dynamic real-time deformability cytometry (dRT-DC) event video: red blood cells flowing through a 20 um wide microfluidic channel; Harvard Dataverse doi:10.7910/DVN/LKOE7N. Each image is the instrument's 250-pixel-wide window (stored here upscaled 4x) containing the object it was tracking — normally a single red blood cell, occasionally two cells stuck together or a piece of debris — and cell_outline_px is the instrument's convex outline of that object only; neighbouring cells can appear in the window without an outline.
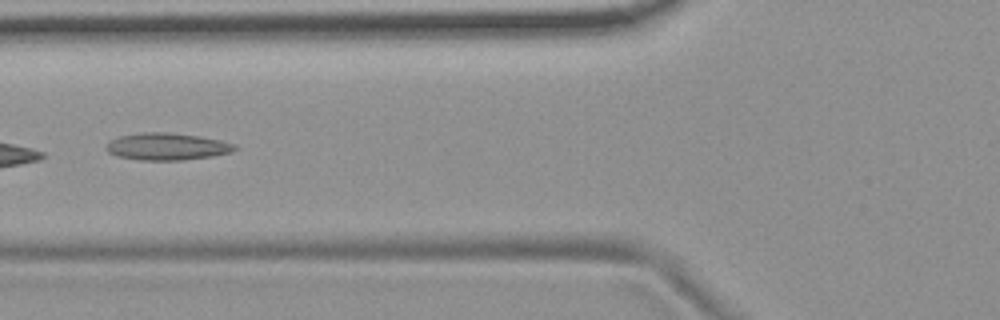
{"species": "common noctule bat (a hibernating species)", "species_latin": "Nyctalus noctula", "temperature_condition": "room temperature", "stored_images_in_passage": 9, "camera_frame_rate_fps": 3000, "um_per_image_px": 0.085, "animal": {"sex": "female", "body_mass_g": 19.9}, "frame": {"image": 1, "passage_image": 6, "time_ms": 6.667, "image_size_px": [1000, 320], "cell_outline_px": [[240, 148], [232, 152], [212, 156], [184, 160], [140, 160], [116, 156], [108, 152], [104, 148], [112, 140], [120, 136], [144, 132], [168, 132], [196, 136], [220, 140], [236, 144]], "centroid_in_image_um": [14.22, 12.46], "position_along_channel_um": 111.6, "area_um2": 20.29}}
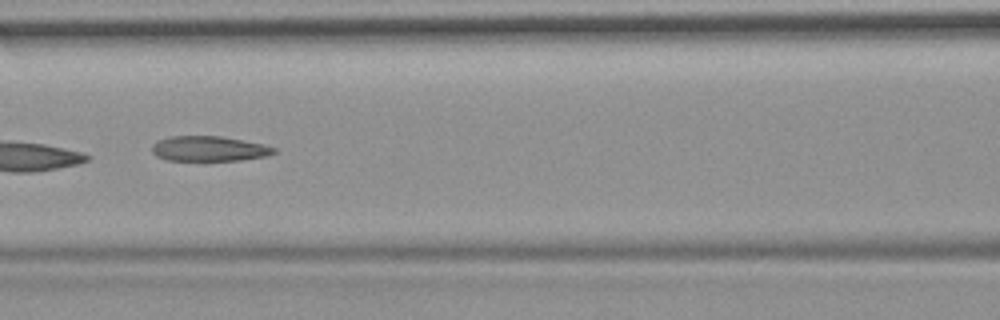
{"frame": {"image": 2, "passage_image": 7, "time_ms": 7.667, "image_size_px": [1000, 320], "cell_outline_px": [[276, 152], [268, 156], [240, 160], [204, 164], [168, 160], [156, 156], [152, 152], [152, 144], [160, 140], [172, 136], [220, 136], [244, 140], [264, 144], [276, 148]], "centroid_in_image_um": [17.77, 12.69], "position_along_channel_um": 148.8, "area_um2": 18.84}}
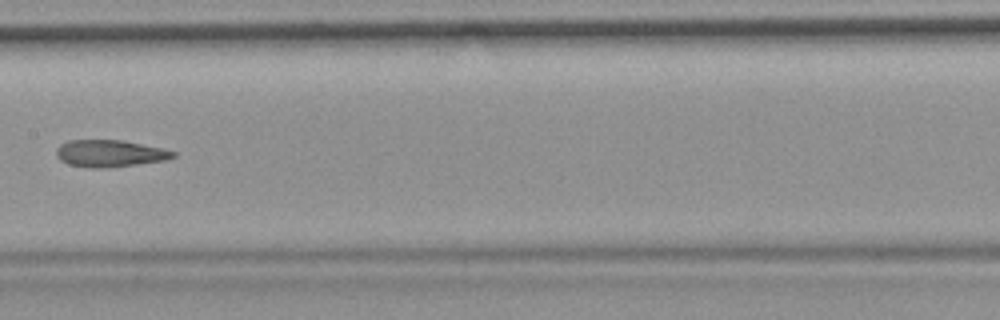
{"frame": {"image": 3, "passage_image": 8, "time_ms": 9.0, "image_size_px": [1000, 320], "cell_outline_px": [[176, 156], [164, 160], [136, 164], [104, 168], [88, 168], [68, 164], [60, 160], [56, 156], [56, 148], [60, 144], [68, 140], [120, 140], [164, 148], [176, 152]], "centroid_in_image_um": [9.3, 13.04], "position_along_channel_um": 198.1, "area_um2": 18.38}}